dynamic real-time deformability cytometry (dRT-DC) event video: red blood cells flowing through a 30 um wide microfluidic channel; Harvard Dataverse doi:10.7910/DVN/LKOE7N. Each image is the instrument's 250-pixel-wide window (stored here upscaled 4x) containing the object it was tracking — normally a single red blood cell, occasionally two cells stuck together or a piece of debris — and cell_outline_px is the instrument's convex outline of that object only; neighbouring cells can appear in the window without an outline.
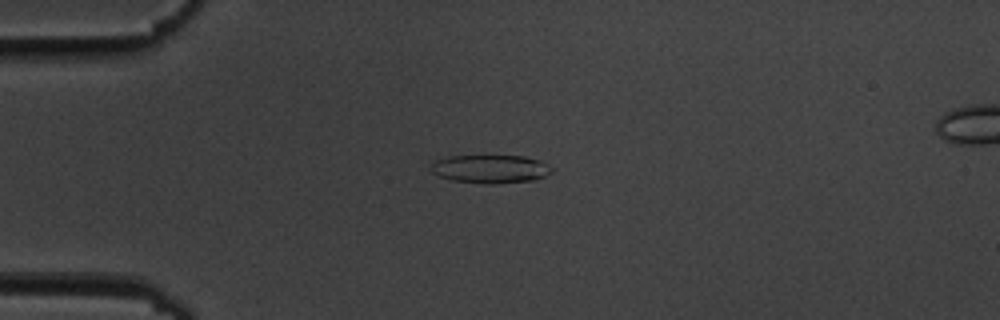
{"species": "common noctule bat (a hibernating species)", "species_latin": "Nyctalus noctula", "temperature_condition": "cold", "stored_images_in_passage": 56, "camera_frame_rate_fps": 3000, "um_per_image_px": 0.085, "animal": {"sex": "male", "body_mass_g": 19.5, "forearm_length_mm": 54.6}, "frame": {"image": 1, "passage_image": 14, "time_ms": 4.333, "image_size_px": [1000, 320], "cell_outline_px": [[552, 172], [536, 180], [492, 184], [484, 184], [452, 180], [440, 176], [432, 172], [432, 160], [448, 156], [524, 156], [540, 160], [548, 164], [552, 168]], "centroid_in_image_um": [41.69, 14.36], "position_along_channel_um": 43.3, "area_um2": 20.06}}
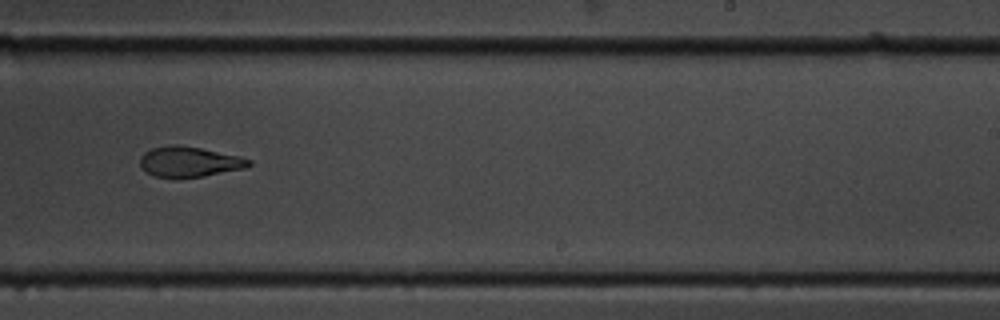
{"frame": {"image": 2, "passage_image": 35, "time_ms": 11.333, "image_size_px": [1000, 320], "cell_outline_px": [[252, 164], [244, 168], [204, 176], [152, 176], [140, 168], [140, 156], [144, 152], [152, 148], [168, 144], [176, 144], [200, 148], [240, 156], [252, 160]], "centroid_in_image_um": [16.06, 13.72], "position_along_channel_um": 272.9, "area_um2": 19.07}}
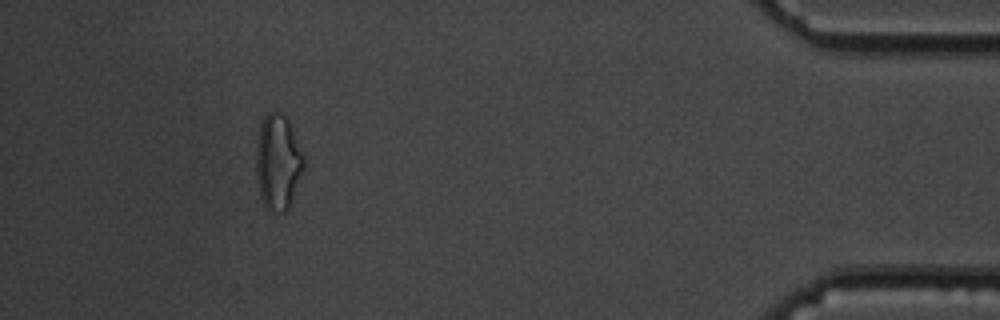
{"frame": {"image": 3, "passage_image": 51, "time_ms": 16.667, "image_size_px": [1000, 320], "cell_outline_px": [[304, 168], [292, 200], [288, 208], [284, 212], [272, 212], [264, 204], [260, 196], [256, 172], [256, 152], [260, 124], [264, 116], [268, 112], [280, 112], [288, 120], [292, 128], [304, 156]], "centroid_in_image_um": [23.63, 13.78], "position_along_channel_um": 411.6, "area_um2": 26.36}, "authors_computed_cell_mechanics": {"area_um2": 20.519, "velocity_mm_per_s": 3.6214, "shape_relaxation_time_tau1_ms": 6.8144, "shape_relaxation_time_tau2_ms": 2.3265, "deformation_change_tau1": 0.1809, "deformation_change_tau2": 0.0911}}